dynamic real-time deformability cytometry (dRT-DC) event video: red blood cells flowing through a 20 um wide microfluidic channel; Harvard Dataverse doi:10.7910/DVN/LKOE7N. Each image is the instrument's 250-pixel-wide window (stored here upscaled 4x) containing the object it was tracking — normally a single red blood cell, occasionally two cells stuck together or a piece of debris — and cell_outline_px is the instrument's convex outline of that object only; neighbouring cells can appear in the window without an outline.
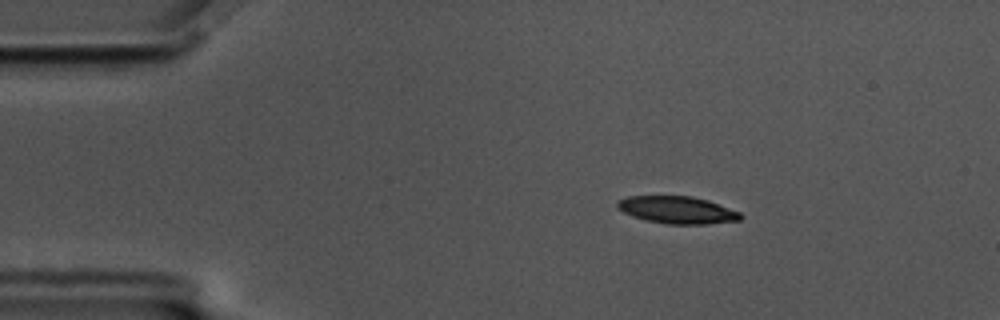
{"species": "common noctule bat (a hibernating species)", "species_latin": "Nyctalus noctula", "temperature_condition": "cold", "stored_images_in_passage": 56, "camera_frame_rate_fps": 3000, "um_per_image_px": 0.085, "animal": {"sex": "male", "body_mass_g": 17.5, "forearm_length_mm": 52.3}, "frame": {"image": 1, "passage_image": 8, "time_ms": 2.333, "image_size_px": [1000, 320], "cell_outline_px": [[744, 216], [740, 220], [704, 224], [668, 224], [648, 220], [632, 216], [616, 208], [616, 200], [628, 196], [692, 196], [708, 200], [740, 212]], "centroid_in_image_um": [57.55, 17.84], "position_along_channel_um": 27.4, "area_um2": 19.59}}
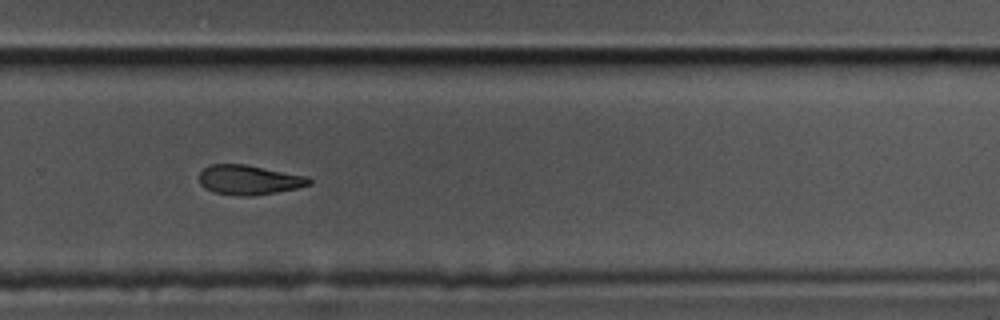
{"frame": {"image": 2, "passage_image": 37, "time_ms": 12.0, "image_size_px": [1000, 320], "cell_outline_px": [[312, 184], [296, 188], [276, 192], [252, 196], [236, 196], [212, 192], [204, 188], [200, 184], [200, 172], [204, 168], [212, 164], [244, 164], [308, 176], [312, 180]], "centroid_in_image_um": [21.16, 15.3], "position_along_channel_um": 308.6, "area_um2": 19.07}}
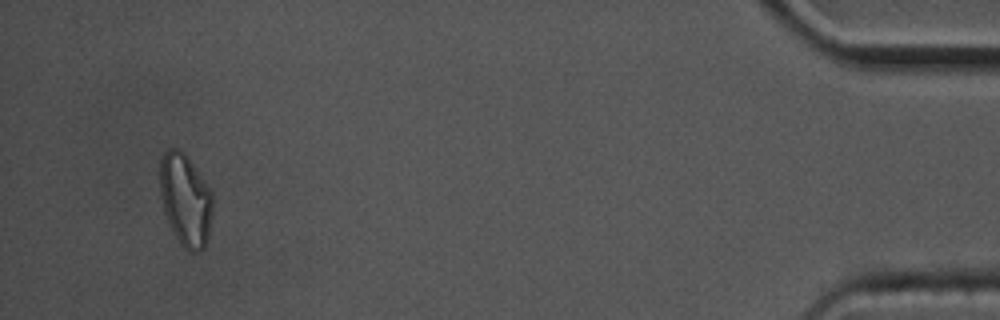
{"frame": {"image": 3, "passage_image": 53, "time_ms": 17.333, "image_size_px": [1000, 320], "cell_outline_px": [[212, 212], [208, 240], [204, 248], [192, 252], [188, 252], [180, 244], [172, 232], [164, 212], [160, 196], [160, 160], [164, 152], [168, 148], [180, 148], [184, 152], [212, 192]], "centroid_in_image_um": [15.75, 17.0], "position_along_channel_um": 419.5, "area_um2": 28.55}, "authors_computed_cell_mechanics": {"area_um2": 19.9988, "velocity_mm_per_s": 3.5077, "shape_relaxation_time_tau1_ms": 6.1771, "shape_relaxation_time_tau2_ms": null, "deformation_change_tau1": 0.1495, "deformation_change_tau2": null}}